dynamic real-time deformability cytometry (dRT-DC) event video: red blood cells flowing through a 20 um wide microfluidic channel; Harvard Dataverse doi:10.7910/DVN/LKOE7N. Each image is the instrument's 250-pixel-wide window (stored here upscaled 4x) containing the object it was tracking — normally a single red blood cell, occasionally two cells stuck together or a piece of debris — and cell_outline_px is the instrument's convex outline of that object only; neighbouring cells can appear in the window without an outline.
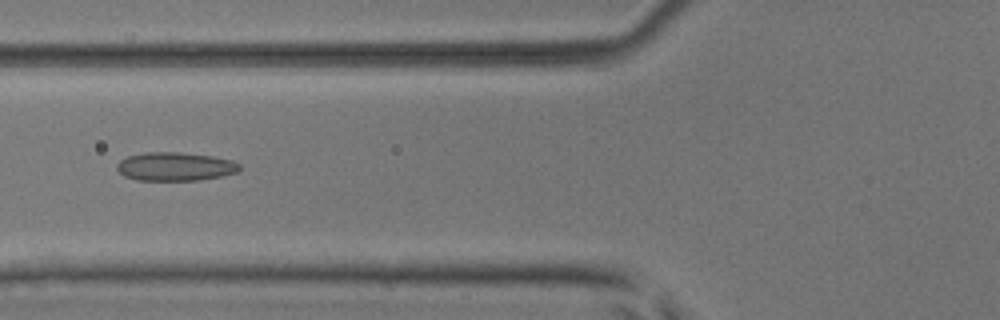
{"species": "common noctule bat (a hibernating species)", "species_latin": "Nyctalus noctula", "temperature_condition": "room temperature", "stored_images_in_passage": 6, "camera_frame_rate_fps": 3000, "um_per_image_px": 0.085, "animal": {"sex": "male", "body_mass_g": 17.9, "forearm_length_mm": 54.2}, "frame": {"image": 1, "passage_image": 6, "time_ms": 1.667, "image_size_px": [1000, 320], "cell_outline_px": [[240, 172], [200, 180], [136, 180], [124, 176], [116, 168], [116, 164], [120, 160], [128, 156], [144, 152], [180, 152], [212, 156], [232, 160], [240, 164]], "centroid_in_image_um": [14.89, 14.15], "position_along_channel_um": 110.9, "area_um2": 20.52}}